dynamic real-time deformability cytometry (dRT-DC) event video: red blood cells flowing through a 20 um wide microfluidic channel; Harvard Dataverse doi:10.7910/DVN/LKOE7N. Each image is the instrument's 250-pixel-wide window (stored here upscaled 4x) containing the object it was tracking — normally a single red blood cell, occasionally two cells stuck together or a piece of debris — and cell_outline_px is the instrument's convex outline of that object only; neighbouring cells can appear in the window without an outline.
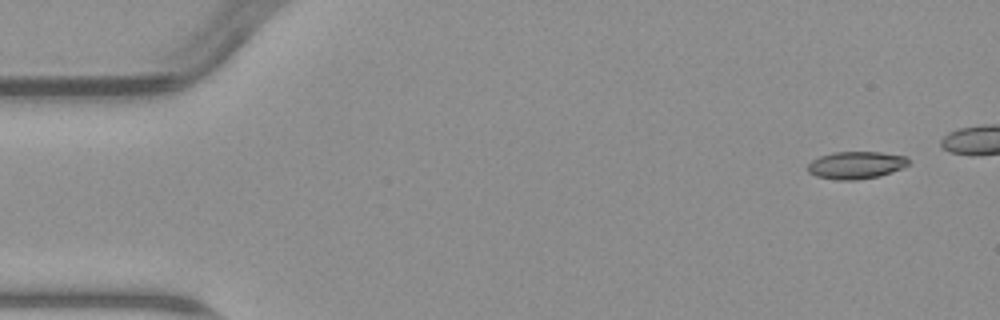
{"species": "common noctule bat (a hibernating species)", "species_latin": "Nyctalus noctula", "temperature_condition": "warm", "stored_images_in_passage": 5, "camera_frame_rate_fps": 3000, "um_per_image_px": 0.085, "animal": {"sex": "male", "body_mass_g": 23.1, "forearm_length_mm": 52.7}, "frame": {"image": 1, "passage_image": 1, "time_ms": 0.0, "image_size_px": [1000, 320], "cell_outline_px": [[908, 164], [904, 168], [880, 176], [856, 180], [836, 180], [816, 176], [808, 172], [808, 164], [812, 160], [820, 156], [832, 152], [880, 152], [904, 156], [908, 160]], "centroid_in_image_um": [72.75, 14.04], "position_along_channel_um": 12.3, "area_um2": 16.13}}